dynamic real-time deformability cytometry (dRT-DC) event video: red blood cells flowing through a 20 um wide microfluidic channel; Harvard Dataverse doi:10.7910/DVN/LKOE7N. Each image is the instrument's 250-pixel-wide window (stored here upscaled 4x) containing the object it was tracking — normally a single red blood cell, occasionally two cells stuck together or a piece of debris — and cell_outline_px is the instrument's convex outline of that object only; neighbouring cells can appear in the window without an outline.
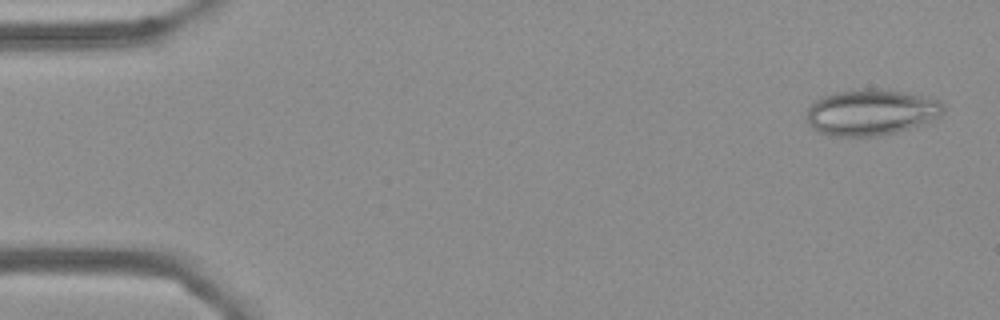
{"species": "Egyptian fruit bat (a non-hibernating species)", "species_latin": "Rousettus aegyptiacus", "temperature_condition": "cold", "stored_images_in_passage": 55, "camera_frame_rate_fps": 3000, "um_per_image_px": 0.085, "frame": {"image": 1, "passage_image": 2, "time_ms": 0.333, "image_size_px": [1000, 320], "cell_outline_px": [[944, 112], [940, 116], [920, 124], [896, 132], [876, 136], [832, 136], [820, 132], [812, 128], [804, 120], [804, 116], [808, 108], [820, 96], [836, 92], [860, 88], [872, 88], [900, 92], [924, 96], [940, 100], [944, 104]], "centroid_in_image_um": [73.98, 9.54], "position_along_channel_um": 11.0, "area_um2": 36.76}}
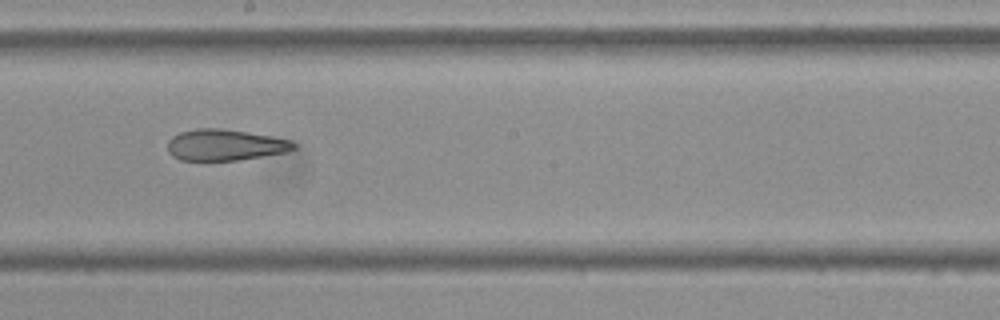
{"frame": {"image": 2, "passage_image": 30, "time_ms": 9.667, "image_size_px": [1000, 320], "cell_outline_px": [[296, 148], [284, 152], [240, 160], [180, 160], [172, 156], [168, 152], [168, 140], [172, 136], [180, 132], [196, 128], [220, 128], [268, 136], [288, 140], [296, 144]], "centroid_in_image_um": [19.06, 12.32], "position_along_channel_um": 229.1, "area_um2": 22.66}}
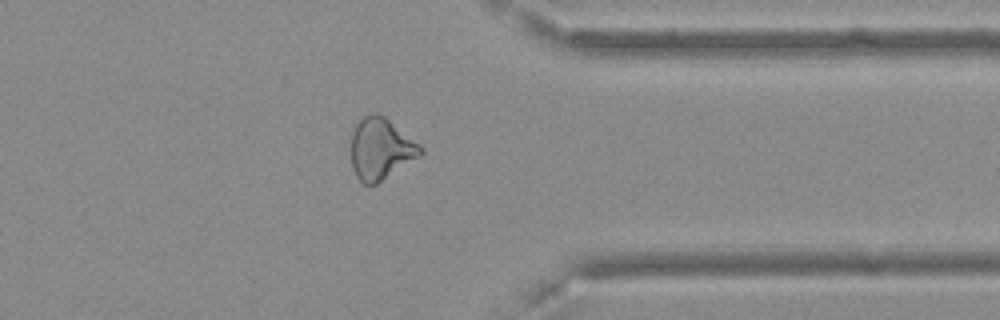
{"frame": {"image": 3, "passage_image": 43, "time_ms": 14.0, "image_size_px": [1000, 320], "cell_outline_px": [[424, 152], [420, 156], [376, 184], [364, 184], [356, 176], [352, 168], [352, 132], [356, 124], [364, 116], [372, 112], [376, 112], [384, 116], [420, 144]], "centroid_in_image_um": [32.37, 12.64], "position_along_channel_um": 379.0, "area_um2": 24.68}, "authors_computed_cell_mechanics": {"area_um2": 26.8192, "velocity_mm_per_s": 3.6387, "shape_relaxation_time_tau1_ms": null, "shape_relaxation_time_tau2_ms": 3.06, "deformation_change_tau1": null, "deformation_change_tau2": 0.1162}}